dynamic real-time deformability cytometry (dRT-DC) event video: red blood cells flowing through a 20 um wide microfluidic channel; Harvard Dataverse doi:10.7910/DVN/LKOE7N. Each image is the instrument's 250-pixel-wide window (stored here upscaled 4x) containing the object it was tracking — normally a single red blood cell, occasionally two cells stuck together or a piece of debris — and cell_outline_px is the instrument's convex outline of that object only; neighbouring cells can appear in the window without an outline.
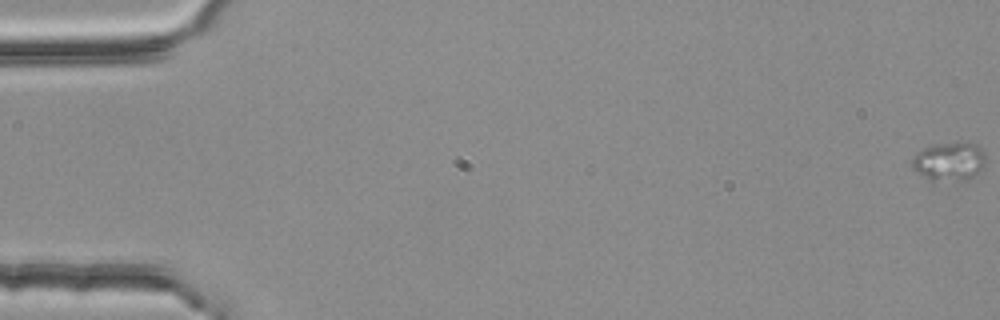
{"species": "common noctule bat (a hibernating species)", "species_latin": "Nyctalus noctula", "temperature_condition": "room temperature", "stored_images_in_passage": 6, "camera_frame_rate_fps": 3000, "um_per_image_px": 0.085, "animal": {"sex": "female", "body_mass_g": 25.1}, "frame": {"image": 1, "passage_image": 1, "time_ms": 0.0, "image_size_px": [1000, 320], "cell_outline_px": [[984, 164], [968, 180], [932, 184], [912, 168], [912, 156], [916, 152], [924, 148], [944, 144], [972, 144], [980, 148], [984, 152]], "centroid_in_image_um": [80.6, 13.82], "position_along_channel_um": 4.4, "area_um2": 16.53}}